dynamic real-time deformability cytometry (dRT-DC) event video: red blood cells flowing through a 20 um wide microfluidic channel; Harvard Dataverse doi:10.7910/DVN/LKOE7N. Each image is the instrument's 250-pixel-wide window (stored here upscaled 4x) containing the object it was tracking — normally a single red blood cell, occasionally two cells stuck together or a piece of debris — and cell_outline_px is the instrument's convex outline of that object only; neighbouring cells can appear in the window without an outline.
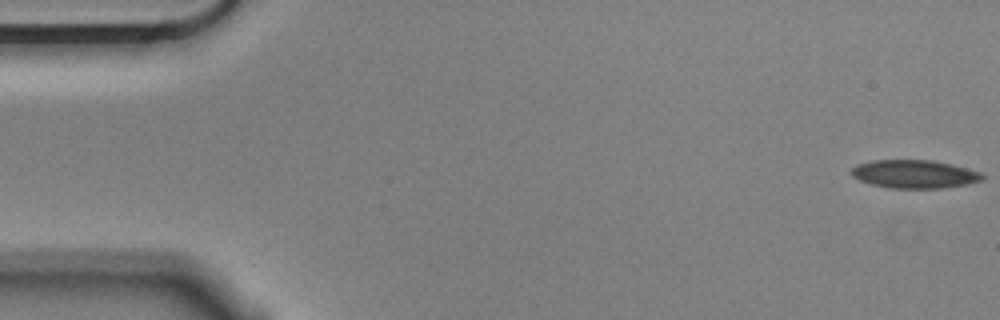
{"species": "Egyptian fruit bat (a non-hibernating species)", "species_latin": "Rousettus aegyptiacus", "temperature_condition": "cold", "stored_images_in_passage": 56, "camera_frame_rate_fps": 3000, "um_per_image_px": 0.085, "animal": {"sex": "male"}, "frame": {"image": 1, "passage_image": 1, "time_ms": 0.0, "image_size_px": [1000, 320], "cell_outline_px": [[984, 180], [968, 184], [940, 188], [892, 188], [872, 184], [860, 180], [852, 176], [848, 172], [856, 164], [872, 160], [932, 160], [952, 164], [980, 172], [984, 176]], "centroid_in_image_um": [77.71, 14.79], "position_along_channel_um": 7.3, "area_um2": 21.62}}
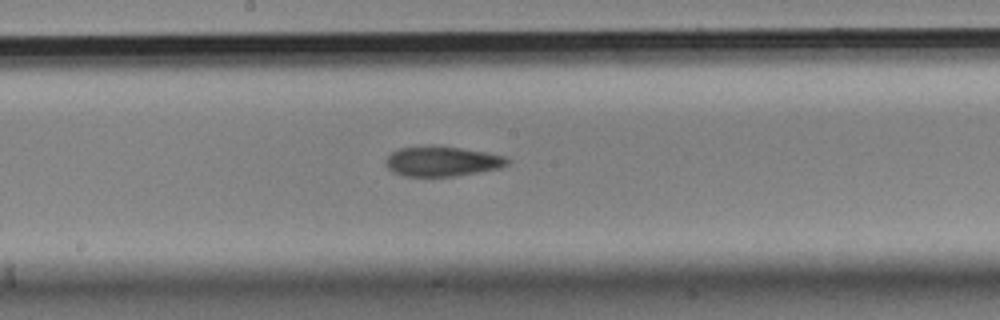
{"frame": {"image": 2, "passage_image": 29, "time_ms": 9.333, "image_size_px": [1000, 320], "cell_outline_px": [[512, 160], [508, 164], [500, 168], [456, 176], [404, 176], [392, 172], [388, 168], [384, 160], [392, 152], [400, 148], [424, 144], [432, 144], [460, 148], [484, 152], [504, 156]], "centroid_in_image_um": [37.55, 13.69], "position_along_channel_um": 210.6, "area_um2": 21.56}}
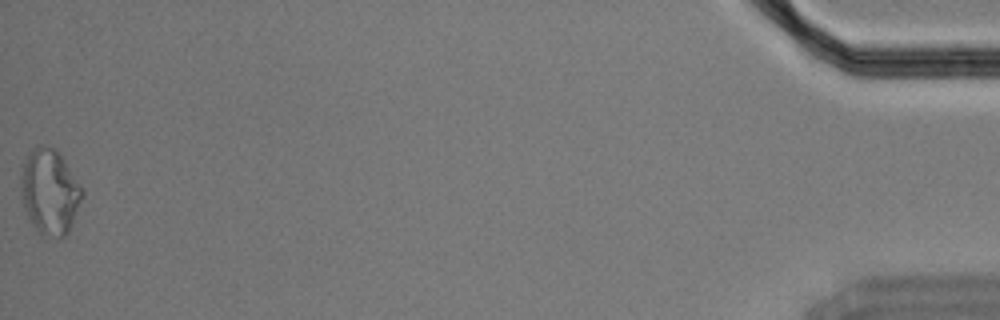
{"frame": {"image": 3, "passage_image": 56, "time_ms": 18.333, "image_size_px": [1000, 320], "cell_outline_px": [[84, 196], [68, 232], [64, 236], [56, 236], [40, 232], [32, 224], [28, 216], [24, 204], [20, 184], [20, 176], [24, 164], [28, 156], [36, 144], [40, 144], [56, 148], [84, 192]], "centroid_in_image_um": [4.24, 16.26], "position_along_channel_um": 431.0, "area_um2": 29.77}, "authors_computed_cell_mechanics": {"area_um2": 21.8773, "velocity_mm_per_s": 3.5604, "shape_relaxation_time_tau1_ms": null, "shape_relaxation_time_tau2_ms": 4.5239, "deformation_change_tau1": null, "deformation_change_tau2": 0.1159}}